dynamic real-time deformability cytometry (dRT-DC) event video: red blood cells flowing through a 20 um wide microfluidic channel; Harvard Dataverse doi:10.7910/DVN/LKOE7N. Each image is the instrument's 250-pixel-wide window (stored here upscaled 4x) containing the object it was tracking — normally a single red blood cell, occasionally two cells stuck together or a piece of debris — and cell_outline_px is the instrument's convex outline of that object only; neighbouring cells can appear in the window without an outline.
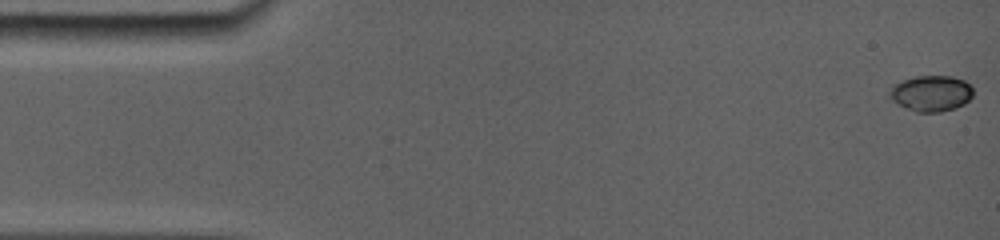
{"species": "common noctule bat (a hibernating species)", "species_latin": "Nyctalus noctula", "temperature_condition": "room temperature", "stored_images_in_passage": 21, "camera_frame_rate_fps": 5000, "um_per_image_px": 0.085, "animal": {"sex": "female", "body_mass_g": 19.0, "forearm_length_mm": 56.7}, "frame": {"image": 1, "passage_image": 1, "time_ms": 0.0, "image_size_px": [1000, 240], "cell_outline_px": [[972, 96], [964, 104], [952, 108], [936, 112], [916, 112], [892, 100], [888, 92], [888, 88], [892, 84], [900, 80], [916, 76], [952, 76], [964, 80], [972, 88]], "centroid_in_image_um": [79.1, 7.91], "position_along_channel_um": 5.9, "area_um2": 17.4}}
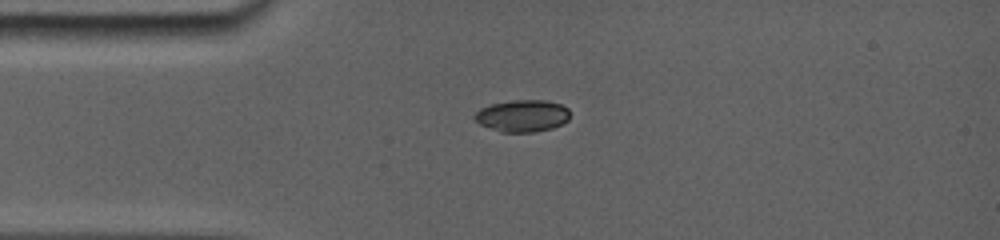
{"frame": {"image": 2, "passage_image": 18, "time_ms": 3.8, "image_size_px": [1000, 240], "cell_outline_px": [[568, 120], [552, 128], [528, 132], [504, 132], [480, 124], [472, 116], [480, 108], [492, 104], [512, 100], [544, 100], [560, 104], [568, 108]], "centroid_in_image_um": [44.39, 9.83], "position_along_channel_um": 40.6, "area_um2": 17.46}}